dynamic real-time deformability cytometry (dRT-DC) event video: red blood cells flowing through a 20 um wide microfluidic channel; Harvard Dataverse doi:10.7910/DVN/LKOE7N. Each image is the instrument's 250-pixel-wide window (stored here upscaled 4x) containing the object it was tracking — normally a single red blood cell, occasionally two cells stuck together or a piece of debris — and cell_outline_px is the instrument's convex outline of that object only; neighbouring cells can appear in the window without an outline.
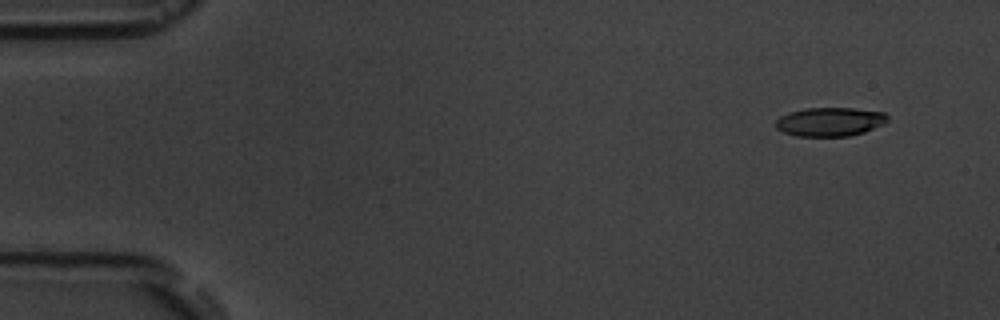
{"species": "common noctule bat (a hibernating species)", "species_latin": "Nyctalus noctula", "temperature_condition": "room temperature", "stored_images_in_passage": 6, "camera_frame_rate_fps": 3000, "um_per_image_px": 0.085, "animal": {"sex": "male", "body_mass_g": 19.5, "forearm_length_mm": 54.6}, "frame": {"image": 1, "passage_image": 2, "time_ms": 1.333, "image_size_px": [1000, 320], "cell_outline_px": [[888, 120], [884, 124], [864, 132], [848, 136], [796, 136], [784, 132], [776, 128], [776, 120], [780, 116], [788, 112], [804, 108], [852, 108], [884, 112], [888, 116]], "centroid_in_image_um": [70.54, 10.34], "position_along_channel_um": 14.5, "area_um2": 18.84}}
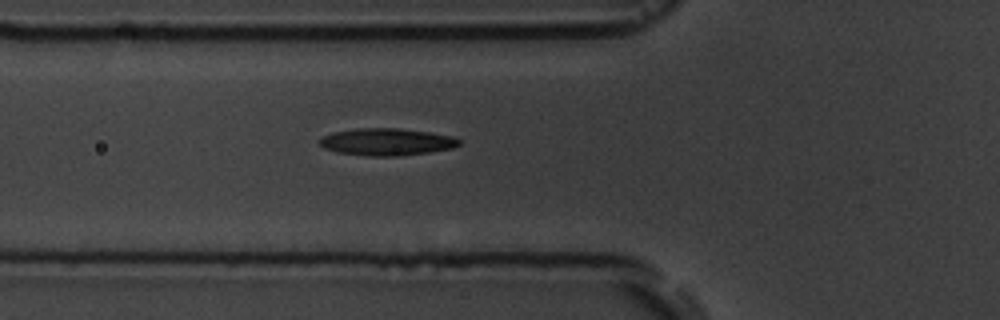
{"frame": {"image": 2, "passage_image": 6, "time_ms": 6.667, "image_size_px": [1000, 320], "cell_outline_px": [[460, 144], [452, 148], [428, 152], [400, 156], [368, 156], [336, 152], [324, 148], [320, 144], [320, 136], [332, 132], [356, 128], [400, 128], [428, 132], [452, 136], [460, 140]], "centroid_in_image_um": [32.83, 12.05], "position_along_channel_um": 93.0, "area_um2": 22.14}}